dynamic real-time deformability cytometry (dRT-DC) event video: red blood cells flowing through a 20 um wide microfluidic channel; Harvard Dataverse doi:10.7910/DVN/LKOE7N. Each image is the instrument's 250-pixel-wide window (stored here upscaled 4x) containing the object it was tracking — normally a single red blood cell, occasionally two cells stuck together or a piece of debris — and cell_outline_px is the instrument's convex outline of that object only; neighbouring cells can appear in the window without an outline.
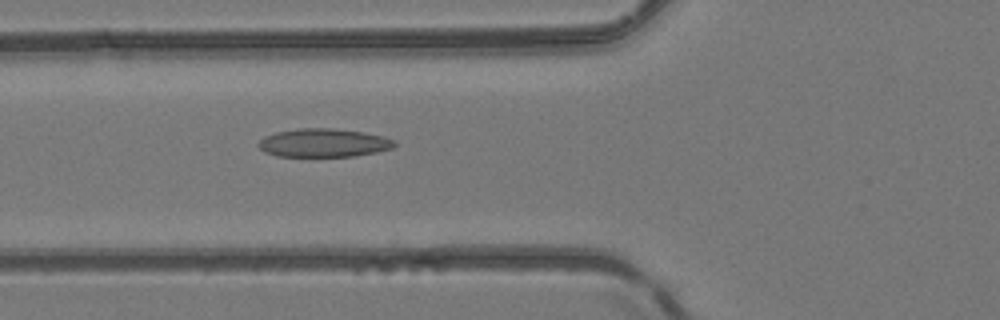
{"species": "common noctule bat (a hibernating species)", "species_latin": "Nyctalus noctula", "temperature_condition": "room temperature", "stored_images_in_passage": 51, "camera_frame_rate_fps": 3000, "um_per_image_px": 0.085, "animal": {"sex": "female", "body_mass_g": 24.6, "forearm_length_mm": 56.2}, "frame": {"image": 1, "passage_image": 20, "time_ms": 6.333, "image_size_px": [1000, 320], "cell_outline_px": [[396, 144], [392, 148], [376, 152], [352, 156], [276, 156], [264, 152], [256, 144], [264, 136], [276, 132], [296, 128], [332, 128], [364, 132], [384, 136], [396, 140]], "centroid_in_image_um": [27.5, 12.13], "position_along_channel_um": 98.3, "area_um2": 22.66}}
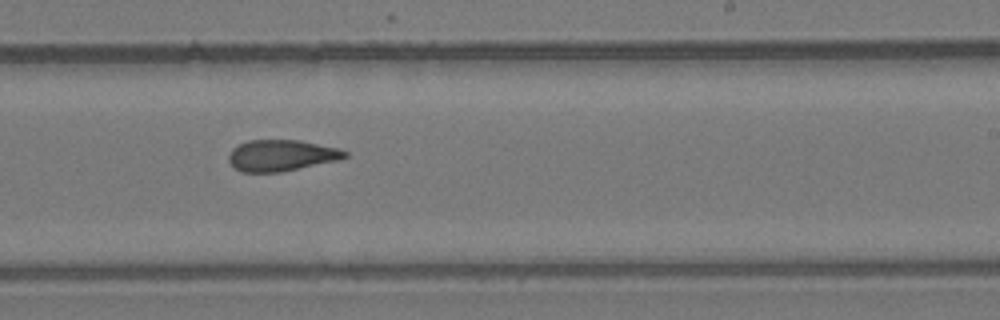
{"frame": {"image": 2, "passage_image": 32, "time_ms": 10.333, "image_size_px": [1000, 320], "cell_outline_px": [[348, 156], [340, 160], [280, 172], [240, 172], [228, 160], [228, 156], [232, 148], [248, 140], [300, 140], [340, 148], [348, 152]], "centroid_in_image_um": [23.95, 13.21], "position_along_channel_um": 265.1, "area_um2": 21.27}}
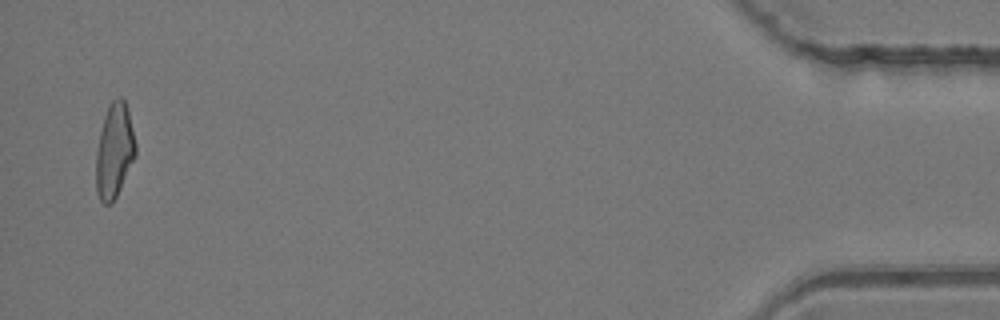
{"frame": {"image": 3, "passage_image": 50, "time_ms": 16.333, "image_size_px": [1000, 320], "cell_outline_px": [[136, 156], [112, 204], [104, 204], [100, 200], [96, 192], [96, 152], [100, 132], [104, 116], [112, 100], [120, 96], [124, 100], [128, 108], [136, 144]], "centroid_in_image_um": [9.72, 12.82], "position_along_channel_um": 425.5, "area_um2": 21.79}, "authors_computed_cell_mechanics": {"area_um2": 21.9062, "velocity_mm_per_s": 4.1599, "shape_relaxation_time_tau1_ms": null, "shape_relaxation_time_tau2_ms": 3.7583, "deformation_change_tau1": null, "deformation_change_tau2": 0.1207}}